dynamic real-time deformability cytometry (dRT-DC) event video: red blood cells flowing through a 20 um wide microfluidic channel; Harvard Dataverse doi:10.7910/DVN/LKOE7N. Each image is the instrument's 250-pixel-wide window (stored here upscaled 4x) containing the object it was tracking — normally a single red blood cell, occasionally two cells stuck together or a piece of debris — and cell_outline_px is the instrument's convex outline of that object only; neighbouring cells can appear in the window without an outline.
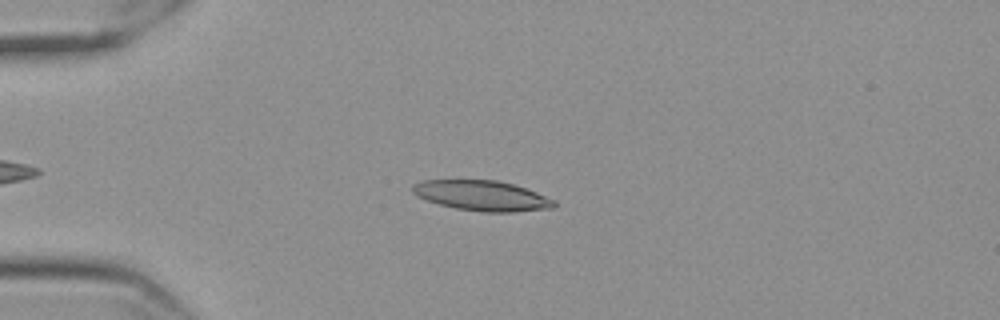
{"species": "Egyptian fruit bat (a non-hibernating species)", "species_latin": "Rousettus aegyptiacus", "temperature_condition": "cold", "stored_images_in_passage": 52, "camera_frame_rate_fps": 3000, "um_per_image_px": 0.085, "frame": {"image": 1, "passage_image": 14, "time_ms": 4.333, "image_size_px": [1000, 320], "cell_outline_px": [[556, 204], [552, 208], [512, 212], [484, 212], [456, 208], [440, 204], [416, 196], [412, 192], [412, 184], [424, 180], [496, 180], [512, 184], [536, 192], [556, 200]], "centroid_in_image_um": [40.96, 16.63], "position_along_channel_um": 44.0, "area_um2": 24.74}}
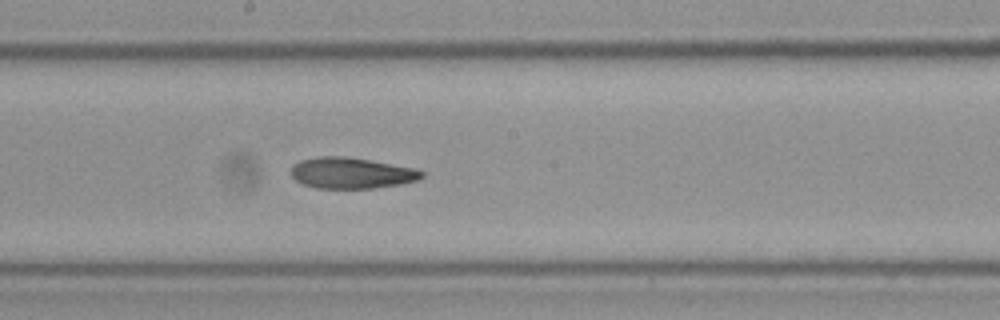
{"frame": {"image": 2, "passage_image": 31, "time_ms": 10.0, "image_size_px": [1000, 320], "cell_outline_px": [[424, 176], [420, 180], [400, 184], [372, 188], [316, 188], [304, 184], [296, 180], [292, 176], [292, 168], [300, 160], [316, 156], [344, 156], [416, 168], [424, 172]], "centroid_in_image_um": [29.9, 14.7], "position_along_channel_um": 218.3, "area_um2": 23.52}}
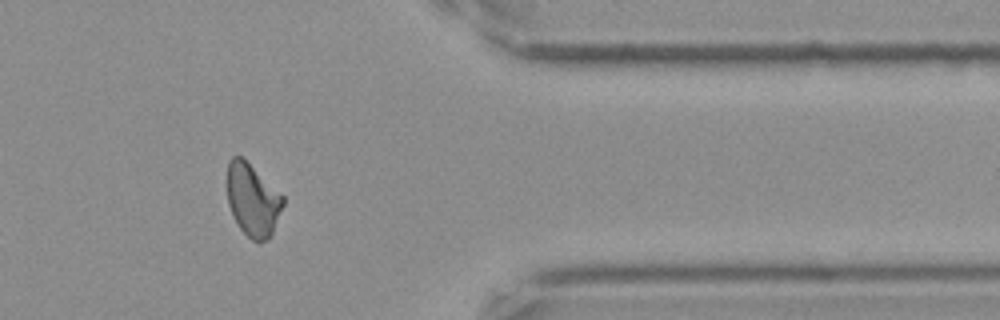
{"frame": {"image": 3, "passage_image": 47, "time_ms": 15.333, "image_size_px": [1000, 320], "cell_outline_px": [[284, 204], [272, 232], [268, 240], [260, 244], [252, 240], [240, 228], [228, 204], [228, 160], [232, 156], [240, 156], [284, 196]], "centroid_in_image_um": [21.49, 17.03], "position_along_channel_um": 389.9, "area_um2": 23.18}, "authors_computed_cell_mechanics": {"area_um2": 24.2182, "velocity_mm_per_s": 3.5259, "shape_relaxation_time_tau1_ms": 9.6332, "shape_relaxation_time_tau2_ms": 4.4258, "deformation_change_tau1": 0.2092, "deformation_change_tau2": 0.1051}}